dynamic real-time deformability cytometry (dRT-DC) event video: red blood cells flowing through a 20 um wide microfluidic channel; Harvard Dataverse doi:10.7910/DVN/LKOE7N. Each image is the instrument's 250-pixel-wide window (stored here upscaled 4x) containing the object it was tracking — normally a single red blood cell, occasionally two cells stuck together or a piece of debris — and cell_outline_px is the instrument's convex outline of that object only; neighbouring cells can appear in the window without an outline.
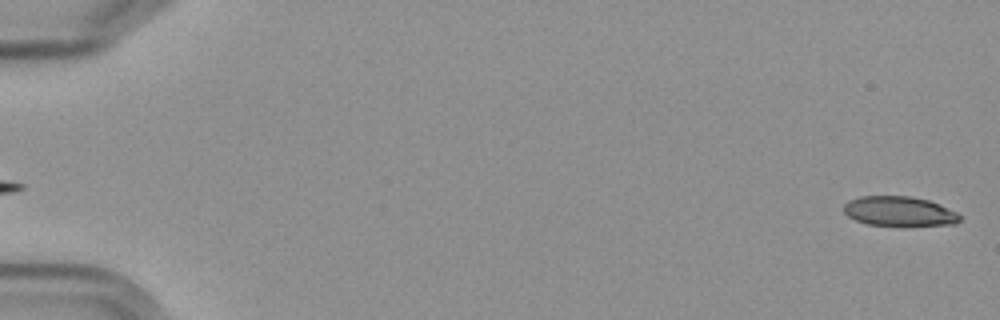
{"species": "Egyptian fruit bat (a non-hibernating species)", "species_latin": "Rousettus aegyptiacus", "temperature_condition": "cold", "stored_images_in_passage": 4, "segment_of_instrument_passage": [2, 2], "camera_frame_rate_fps": 3000, "um_per_image_px": 0.085, "frame": {"image": 1, "passage_image": 4, "time_ms": 4.333, "image_size_px": [1000, 320], "cell_outline_px": [[960, 220], [956, 224], [904, 228], [900, 228], [868, 224], [856, 220], [848, 216], [844, 212], [844, 204], [848, 200], [860, 196], [912, 196], [928, 200], [940, 204], [956, 212], [960, 216]], "centroid_in_image_um": [76.46, 18.0], "position_along_channel_um": 8.5, "area_um2": 20.92}}